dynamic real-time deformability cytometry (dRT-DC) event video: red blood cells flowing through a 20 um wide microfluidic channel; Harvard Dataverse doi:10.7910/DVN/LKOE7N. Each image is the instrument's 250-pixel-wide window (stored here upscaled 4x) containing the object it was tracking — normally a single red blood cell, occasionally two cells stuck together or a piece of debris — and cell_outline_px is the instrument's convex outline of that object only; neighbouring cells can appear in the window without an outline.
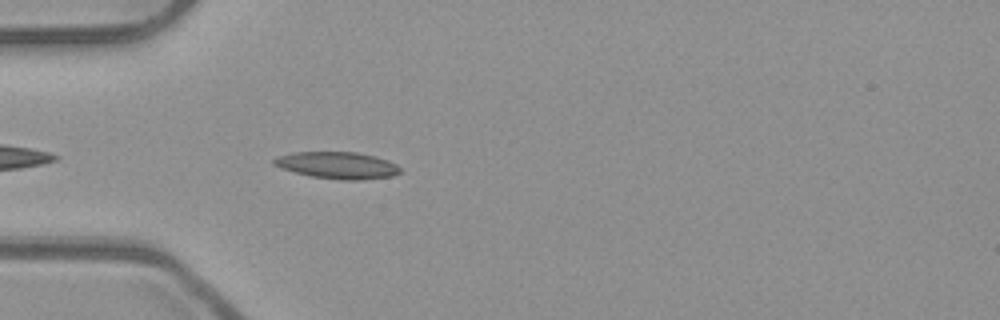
{"species": "common noctule bat (a hibernating species)", "species_latin": "Nyctalus noctula", "temperature_condition": "room temperature", "stored_images_in_passage": 10, "camera_frame_rate_fps": 3000, "um_per_image_px": 0.085, "animal": {"sex": "male", "body_mass_g": 23.1, "forearm_length_mm": 52.7}, "frame": {"image": 1, "passage_image": 4, "time_ms": 1.0, "image_size_px": [1000, 320], "cell_outline_px": [[400, 172], [392, 176], [360, 180], [344, 180], [312, 176], [280, 168], [272, 164], [272, 160], [276, 156], [292, 152], [356, 152], [376, 156], [388, 160], [396, 164], [400, 168]], "centroid_in_image_um": [28.66, 14.04], "position_along_channel_um": 56.3, "area_um2": 19.77}}
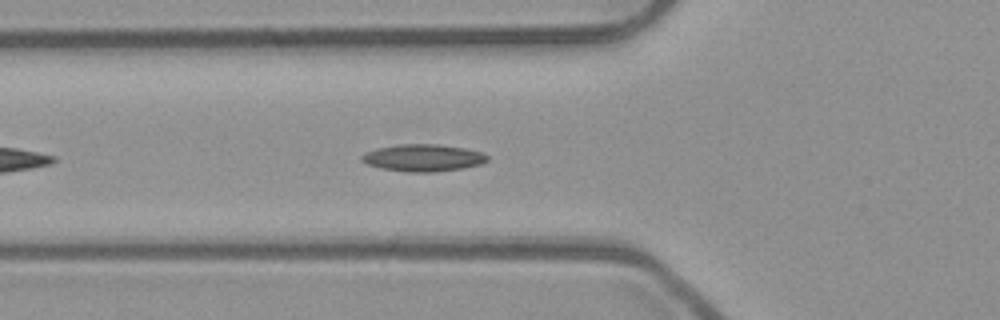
{"frame": {"image": 2, "passage_image": 7, "time_ms": 2.0, "image_size_px": [1000, 320], "cell_outline_px": [[488, 160], [480, 164], [464, 168], [436, 172], [404, 172], [380, 168], [368, 164], [360, 160], [360, 156], [364, 152], [376, 148], [396, 144], [436, 144], [464, 148], [480, 152], [488, 156]], "centroid_in_image_um": [35.91, 13.42], "position_along_channel_um": 89.9, "area_um2": 20.0}}